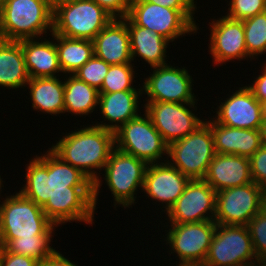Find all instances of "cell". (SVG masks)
Returning <instances> with one entry per match:
<instances>
[{
	"instance_id": "obj_12",
	"label": "cell",
	"mask_w": 266,
	"mask_h": 266,
	"mask_svg": "<svg viewBox=\"0 0 266 266\" xmlns=\"http://www.w3.org/2000/svg\"><path fill=\"white\" fill-rule=\"evenodd\" d=\"M170 225L166 241L179 257V264L203 266L217 223L209 220Z\"/></svg>"
},
{
	"instance_id": "obj_2",
	"label": "cell",
	"mask_w": 266,
	"mask_h": 266,
	"mask_svg": "<svg viewBox=\"0 0 266 266\" xmlns=\"http://www.w3.org/2000/svg\"><path fill=\"white\" fill-rule=\"evenodd\" d=\"M114 148V132L97 125L67 133L55 145H52L51 150L57 156L79 169L93 182L94 208H96L97 196L102 185L97 171L94 170L104 169Z\"/></svg>"
},
{
	"instance_id": "obj_39",
	"label": "cell",
	"mask_w": 266,
	"mask_h": 266,
	"mask_svg": "<svg viewBox=\"0 0 266 266\" xmlns=\"http://www.w3.org/2000/svg\"><path fill=\"white\" fill-rule=\"evenodd\" d=\"M146 2L155 3L169 9L177 10H195L196 4L194 0H144Z\"/></svg>"
},
{
	"instance_id": "obj_43",
	"label": "cell",
	"mask_w": 266,
	"mask_h": 266,
	"mask_svg": "<svg viewBox=\"0 0 266 266\" xmlns=\"http://www.w3.org/2000/svg\"><path fill=\"white\" fill-rule=\"evenodd\" d=\"M261 107H262V116L263 119H266V100L261 102Z\"/></svg>"
},
{
	"instance_id": "obj_23",
	"label": "cell",
	"mask_w": 266,
	"mask_h": 266,
	"mask_svg": "<svg viewBox=\"0 0 266 266\" xmlns=\"http://www.w3.org/2000/svg\"><path fill=\"white\" fill-rule=\"evenodd\" d=\"M24 61L30 78L57 77L62 72L56 49V41L38 42L35 38L21 40Z\"/></svg>"
},
{
	"instance_id": "obj_28",
	"label": "cell",
	"mask_w": 266,
	"mask_h": 266,
	"mask_svg": "<svg viewBox=\"0 0 266 266\" xmlns=\"http://www.w3.org/2000/svg\"><path fill=\"white\" fill-rule=\"evenodd\" d=\"M98 100L99 91L76 76L70 74L64 81V113L89 115L95 110Z\"/></svg>"
},
{
	"instance_id": "obj_9",
	"label": "cell",
	"mask_w": 266,
	"mask_h": 266,
	"mask_svg": "<svg viewBox=\"0 0 266 266\" xmlns=\"http://www.w3.org/2000/svg\"><path fill=\"white\" fill-rule=\"evenodd\" d=\"M266 190L255 182L216 192L214 221L223 225H247L264 209Z\"/></svg>"
},
{
	"instance_id": "obj_46",
	"label": "cell",
	"mask_w": 266,
	"mask_h": 266,
	"mask_svg": "<svg viewBox=\"0 0 266 266\" xmlns=\"http://www.w3.org/2000/svg\"><path fill=\"white\" fill-rule=\"evenodd\" d=\"M6 0H0V11L2 10Z\"/></svg>"
},
{
	"instance_id": "obj_19",
	"label": "cell",
	"mask_w": 266,
	"mask_h": 266,
	"mask_svg": "<svg viewBox=\"0 0 266 266\" xmlns=\"http://www.w3.org/2000/svg\"><path fill=\"white\" fill-rule=\"evenodd\" d=\"M203 180L216 192L251 183L250 160L245 156L216 153Z\"/></svg>"
},
{
	"instance_id": "obj_38",
	"label": "cell",
	"mask_w": 266,
	"mask_h": 266,
	"mask_svg": "<svg viewBox=\"0 0 266 266\" xmlns=\"http://www.w3.org/2000/svg\"><path fill=\"white\" fill-rule=\"evenodd\" d=\"M263 67V71L256 78L254 83L246 86L259 102L266 100V63Z\"/></svg>"
},
{
	"instance_id": "obj_13",
	"label": "cell",
	"mask_w": 266,
	"mask_h": 266,
	"mask_svg": "<svg viewBox=\"0 0 266 266\" xmlns=\"http://www.w3.org/2000/svg\"><path fill=\"white\" fill-rule=\"evenodd\" d=\"M189 108L195 103H171L147 101L145 113L150 117L154 127L169 145L194 132L204 121L200 120Z\"/></svg>"
},
{
	"instance_id": "obj_41",
	"label": "cell",
	"mask_w": 266,
	"mask_h": 266,
	"mask_svg": "<svg viewBox=\"0 0 266 266\" xmlns=\"http://www.w3.org/2000/svg\"><path fill=\"white\" fill-rule=\"evenodd\" d=\"M259 130H260L262 144L266 146V119H263Z\"/></svg>"
},
{
	"instance_id": "obj_21",
	"label": "cell",
	"mask_w": 266,
	"mask_h": 266,
	"mask_svg": "<svg viewBox=\"0 0 266 266\" xmlns=\"http://www.w3.org/2000/svg\"><path fill=\"white\" fill-rule=\"evenodd\" d=\"M211 119L205 122L211 127L216 153L250 158L263 145L259 129L228 127Z\"/></svg>"
},
{
	"instance_id": "obj_47",
	"label": "cell",
	"mask_w": 266,
	"mask_h": 266,
	"mask_svg": "<svg viewBox=\"0 0 266 266\" xmlns=\"http://www.w3.org/2000/svg\"><path fill=\"white\" fill-rule=\"evenodd\" d=\"M177 266H201V265H187V264H178Z\"/></svg>"
},
{
	"instance_id": "obj_3",
	"label": "cell",
	"mask_w": 266,
	"mask_h": 266,
	"mask_svg": "<svg viewBox=\"0 0 266 266\" xmlns=\"http://www.w3.org/2000/svg\"><path fill=\"white\" fill-rule=\"evenodd\" d=\"M53 31V5L48 0H6L0 11V39L20 41Z\"/></svg>"
},
{
	"instance_id": "obj_8",
	"label": "cell",
	"mask_w": 266,
	"mask_h": 266,
	"mask_svg": "<svg viewBox=\"0 0 266 266\" xmlns=\"http://www.w3.org/2000/svg\"><path fill=\"white\" fill-rule=\"evenodd\" d=\"M122 125L115 134V147L147 164L158 163L168 154V144L145 113Z\"/></svg>"
},
{
	"instance_id": "obj_15",
	"label": "cell",
	"mask_w": 266,
	"mask_h": 266,
	"mask_svg": "<svg viewBox=\"0 0 266 266\" xmlns=\"http://www.w3.org/2000/svg\"><path fill=\"white\" fill-rule=\"evenodd\" d=\"M215 213L216 191L203 179H192L166 214L170 224H184L214 220Z\"/></svg>"
},
{
	"instance_id": "obj_45",
	"label": "cell",
	"mask_w": 266,
	"mask_h": 266,
	"mask_svg": "<svg viewBox=\"0 0 266 266\" xmlns=\"http://www.w3.org/2000/svg\"><path fill=\"white\" fill-rule=\"evenodd\" d=\"M48 1L54 6L56 3L64 1V0H48Z\"/></svg>"
},
{
	"instance_id": "obj_6",
	"label": "cell",
	"mask_w": 266,
	"mask_h": 266,
	"mask_svg": "<svg viewBox=\"0 0 266 266\" xmlns=\"http://www.w3.org/2000/svg\"><path fill=\"white\" fill-rule=\"evenodd\" d=\"M194 11L169 9L144 0H130L127 17L135 25L148 28L173 42L183 34L197 32Z\"/></svg>"
},
{
	"instance_id": "obj_24",
	"label": "cell",
	"mask_w": 266,
	"mask_h": 266,
	"mask_svg": "<svg viewBox=\"0 0 266 266\" xmlns=\"http://www.w3.org/2000/svg\"><path fill=\"white\" fill-rule=\"evenodd\" d=\"M127 28L130 35L132 61L138 55L149 63L150 67L168 64L165 54L169 41L166 38L148 28L135 25L128 17Z\"/></svg>"
},
{
	"instance_id": "obj_14",
	"label": "cell",
	"mask_w": 266,
	"mask_h": 266,
	"mask_svg": "<svg viewBox=\"0 0 266 266\" xmlns=\"http://www.w3.org/2000/svg\"><path fill=\"white\" fill-rule=\"evenodd\" d=\"M152 68L153 73L143 82L142 92L149 97L146 101L195 103L197 99L192 94L193 79L185 68L168 64Z\"/></svg>"
},
{
	"instance_id": "obj_20",
	"label": "cell",
	"mask_w": 266,
	"mask_h": 266,
	"mask_svg": "<svg viewBox=\"0 0 266 266\" xmlns=\"http://www.w3.org/2000/svg\"><path fill=\"white\" fill-rule=\"evenodd\" d=\"M94 55L110 65L132 62L127 16L113 19L93 39Z\"/></svg>"
},
{
	"instance_id": "obj_22",
	"label": "cell",
	"mask_w": 266,
	"mask_h": 266,
	"mask_svg": "<svg viewBox=\"0 0 266 266\" xmlns=\"http://www.w3.org/2000/svg\"><path fill=\"white\" fill-rule=\"evenodd\" d=\"M139 91H117L113 93H99L98 105L103 114V118L107 119L108 124L98 123L95 124L116 132L118 128L127 123L129 120L139 116V95L141 96L142 89ZM115 124H114V123ZM111 123V124H110ZM119 123V124H118Z\"/></svg>"
},
{
	"instance_id": "obj_26",
	"label": "cell",
	"mask_w": 266,
	"mask_h": 266,
	"mask_svg": "<svg viewBox=\"0 0 266 266\" xmlns=\"http://www.w3.org/2000/svg\"><path fill=\"white\" fill-rule=\"evenodd\" d=\"M32 107L45 114H64V81L57 77L30 78Z\"/></svg>"
},
{
	"instance_id": "obj_25",
	"label": "cell",
	"mask_w": 266,
	"mask_h": 266,
	"mask_svg": "<svg viewBox=\"0 0 266 266\" xmlns=\"http://www.w3.org/2000/svg\"><path fill=\"white\" fill-rule=\"evenodd\" d=\"M29 80L21 40L0 39V86L8 89L23 88Z\"/></svg>"
},
{
	"instance_id": "obj_35",
	"label": "cell",
	"mask_w": 266,
	"mask_h": 266,
	"mask_svg": "<svg viewBox=\"0 0 266 266\" xmlns=\"http://www.w3.org/2000/svg\"><path fill=\"white\" fill-rule=\"evenodd\" d=\"M249 160L253 182L266 190V146L262 145Z\"/></svg>"
},
{
	"instance_id": "obj_37",
	"label": "cell",
	"mask_w": 266,
	"mask_h": 266,
	"mask_svg": "<svg viewBox=\"0 0 266 266\" xmlns=\"http://www.w3.org/2000/svg\"><path fill=\"white\" fill-rule=\"evenodd\" d=\"M38 263L39 261L34 258L10 253L7 250L2 260V266H38Z\"/></svg>"
},
{
	"instance_id": "obj_4",
	"label": "cell",
	"mask_w": 266,
	"mask_h": 266,
	"mask_svg": "<svg viewBox=\"0 0 266 266\" xmlns=\"http://www.w3.org/2000/svg\"><path fill=\"white\" fill-rule=\"evenodd\" d=\"M113 19L92 0H64L53 6L52 34L93 41Z\"/></svg>"
},
{
	"instance_id": "obj_30",
	"label": "cell",
	"mask_w": 266,
	"mask_h": 266,
	"mask_svg": "<svg viewBox=\"0 0 266 266\" xmlns=\"http://www.w3.org/2000/svg\"><path fill=\"white\" fill-rule=\"evenodd\" d=\"M243 21L247 54L250 59L266 52V11Z\"/></svg>"
},
{
	"instance_id": "obj_16",
	"label": "cell",
	"mask_w": 266,
	"mask_h": 266,
	"mask_svg": "<svg viewBox=\"0 0 266 266\" xmlns=\"http://www.w3.org/2000/svg\"><path fill=\"white\" fill-rule=\"evenodd\" d=\"M148 164L144 177L143 191L151 199L165 203L166 213L174 205L191 180L168 161Z\"/></svg>"
},
{
	"instance_id": "obj_40",
	"label": "cell",
	"mask_w": 266,
	"mask_h": 266,
	"mask_svg": "<svg viewBox=\"0 0 266 266\" xmlns=\"http://www.w3.org/2000/svg\"><path fill=\"white\" fill-rule=\"evenodd\" d=\"M38 266H77L66 259L59 251H56L52 256L45 258L38 263Z\"/></svg>"
},
{
	"instance_id": "obj_10",
	"label": "cell",
	"mask_w": 266,
	"mask_h": 266,
	"mask_svg": "<svg viewBox=\"0 0 266 266\" xmlns=\"http://www.w3.org/2000/svg\"><path fill=\"white\" fill-rule=\"evenodd\" d=\"M147 166L145 161L114 148L103 169L105 182L114 196V206L122 204L126 208L134 204L137 188L143 189Z\"/></svg>"
},
{
	"instance_id": "obj_1",
	"label": "cell",
	"mask_w": 266,
	"mask_h": 266,
	"mask_svg": "<svg viewBox=\"0 0 266 266\" xmlns=\"http://www.w3.org/2000/svg\"><path fill=\"white\" fill-rule=\"evenodd\" d=\"M35 157L26 168V185L19 192L42 207L54 225L71 221L93 224V182L50 148Z\"/></svg>"
},
{
	"instance_id": "obj_44",
	"label": "cell",
	"mask_w": 266,
	"mask_h": 266,
	"mask_svg": "<svg viewBox=\"0 0 266 266\" xmlns=\"http://www.w3.org/2000/svg\"><path fill=\"white\" fill-rule=\"evenodd\" d=\"M257 261L255 262H251V263H247V264H243V265H239V266H262L260 263H258L257 265Z\"/></svg>"
},
{
	"instance_id": "obj_49",
	"label": "cell",
	"mask_w": 266,
	"mask_h": 266,
	"mask_svg": "<svg viewBox=\"0 0 266 266\" xmlns=\"http://www.w3.org/2000/svg\"><path fill=\"white\" fill-rule=\"evenodd\" d=\"M264 209L266 210V198H265V202H264Z\"/></svg>"
},
{
	"instance_id": "obj_42",
	"label": "cell",
	"mask_w": 266,
	"mask_h": 266,
	"mask_svg": "<svg viewBox=\"0 0 266 266\" xmlns=\"http://www.w3.org/2000/svg\"><path fill=\"white\" fill-rule=\"evenodd\" d=\"M5 245L0 241V266H2V260L5 253Z\"/></svg>"
},
{
	"instance_id": "obj_34",
	"label": "cell",
	"mask_w": 266,
	"mask_h": 266,
	"mask_svg": "<svg viewBox=\"0 0 266 266\" xmlns=\"http://www.w3.org/2000/svg\"><path fill=\"white\" fill-rule=\"evenodd\" d=\"M227 17L244 20L266 11V0H230Z\"/></svg>"
},
{
	"instance_id": "obj_31",
	"label": "cell",
	"mask_w": 266,
	"mask_h": 266,
	"mask_svg": "<svg viewBox=\"0 0 266 266\" xmlns=\"http://www.w3.org/2000/svg\"><path fill=\"white\" fill-rule=\"evenodd\" d=\"M131 63L110 65L99 93L137 91L133 85L135 72Z\"/></svg>"
},
{
	"instance_id": "obj_33",
	"label": "cell",
	"mask_w": 266,
	"mask_h": 266,
	"mask_svg": "<svg viewBox=\"0 0 266 266\" xmlns=\"http://www.w3.org/2000/svg\"><path fill=\"white\" fill-rule=\"evenodd\" d=\"M109 67L110 64L93 55V57L73 75L79 80L84 81L99 90L103 84Z\"/></svg>"
},
{
	"instance_id": "obj_36",
	"label": "cell",
	"mask_w": 266,
	"mask_h": 266,
	"mask_svg": "<svg viewBox=\"0 0 266 266\" xmlns=\"http://www.w3.org/2000/svg\"><path fill=\"white\" fill-rule=\"evenodd\" d=\"M114 19H124L129 11L130 0H92Z\"/></svg>"
},
{
	"instance_id": "obj_7",
	"label": "cell",
	"mask_w": 266,
	"mask_h": 266,
	"mask_svg": "<svg viewBox=\"0 0 266 266\" xmlns=\"http://www.w3.org/2000/svg\"><path fill=\"white\" fill-rule=\"evenodd\" d=\"M167 160L183 175L203 179L216 155L211 127L204 122L194 132L168 145Z\"/></svg>"
},
{
	"instance_id": "obj_27",
	"label": "cell",
	"mask_w": 266,
	"mask_h": 266,
	"mask_svg": "<svg viewBox=\"0 0 266 266\" xmlns=\"http://www.w3.org/2000/svg\"><path fill=\"white\" fill-rule=\"evenodd\" d=\"M57 41L58 61L63 73L73 75L94 55V43L86 39H74L51 34Z\"/></svg>"
},
{
	"instance_id": "obj_32",
	"label": "cell",
	"mask_w": 266,
	"mask_h": 266,
	"mask_svg": "<svg viewBox=\"0 0 266 266\" xmlns=\"http://www.w3.org/2000/svg\"><path fill=\"white\" fill-rule=\"evenodd\" d=\"M256 254V261L266 266V210L257 213L246 225Z\"/></svg>"
},
{
	"instance_id": "obj_17",
	"label": "cell",
	"mask_w": 266,
	"mask_h": 266,
	"mask_svg": "<svg viewBox=\"0 0 266 266\" xmlns=\"http://www.w3.org/2000/svg\"><path fill=\"white\" fill-rule=\"evenodd\" d=\"M210 27L209 49L216 65L248 58L242 20L222 16L219 20H213Z\"/></svg>"
},
{
	"instance_id": "obj_18",
	"label": "cell",
	"mask_w": 266,
	"mask_h": 266,
	"mask_svg": "<svg viewBox=\"0 0 266 266\" xmlns=\"http://www.w3.org/2000/svg\"><path fill=\"white\" fill-rule=\"evenodd\" d=\"M218 109L215 121L228 127L260 129L263 121L261 102L246 86L221 102Z\"/></svg>"
},
{
	"instance_id": "obj_29",
	"label": "cell",
	"mask_w": 266,
	"mask_h": 266,
	"mask_svg": "<svg viewBox=\"0 0 266 266\" xmlns=\"http://www.w3.org/2000/svg\"><path fill=\"white\" fill-rule=\"evenodd\" d=\"M54 227L57 225L53 224L43 235L12 239L5 245V249L10 253L24 255L40 262L56 252L50 246Z\"/></svg>"
},
{
	"instance_id": "obj_48",
	"label": "cell",
	"mask_w": 266,
	"mask_h": 266,
	"mask_svg": "<svg viewBox=\"0 0 266 266\" xmlns=\"http://www.w3.org/2000/svg\"><path fill=\"white\" fill-rule=\"evenodd\" d=\"M2 182H3V181H2L1 176H0V190H1V187H2V186H1V185H2Z\"/></svg>"
},
{
	"instance_id": "obj_11",
	"label": "cell",
	"mask_w": 266,
	"mask_h": 266,
	"mask_svg": "<svg viewBox=\"0 0 266 266\" xmlns=\"http://www.w3.org/2000/svg\"><path fill=\"white\" fill-rule=\"evenodd\" d=\"M254 258L256 254L246 225L217 224L203 266H239L255 262Z\"/></svg>"
},
{
	"instance_id": "obj_5",
	"label": "cell",
	"mask_w": 266,
	"mask_h": 266,
	"mask_svg": "<svg viewBox=\"0 0 266 266\" xmlns=\"http://www.w3.org/2000/svg\"><path fill=\"white\" fill-rule=\"evenodd\" d=\"M52 225L42 207L20 192L0 204V241L4 245L12 239L43 235Z\"/></svg>"
}]
</instances>
